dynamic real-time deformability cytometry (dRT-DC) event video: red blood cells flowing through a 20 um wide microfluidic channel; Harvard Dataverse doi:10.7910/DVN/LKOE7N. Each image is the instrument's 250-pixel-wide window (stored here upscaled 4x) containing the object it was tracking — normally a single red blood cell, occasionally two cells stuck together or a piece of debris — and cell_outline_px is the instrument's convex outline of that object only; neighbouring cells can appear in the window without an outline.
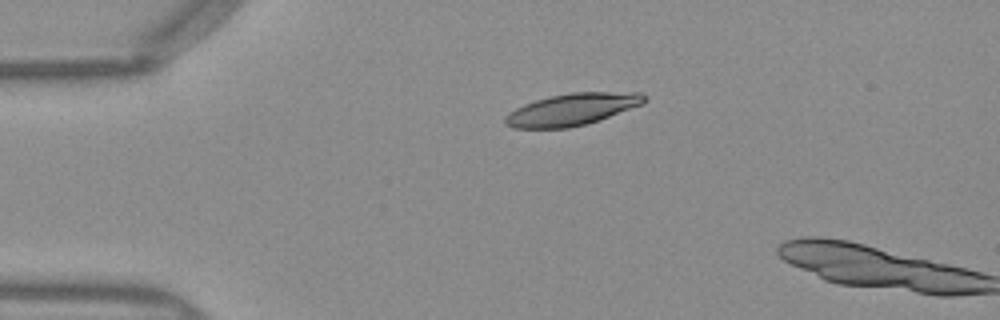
{"species": "Egyptian fruit bat (a non-hibernating species)", "species_latin": "Rousettus aegyptiacus", "temperature_condition": "warm", "stored_images_in_passage": 3, "camera_frame_rate_fps": 3000, "um_per_image_px": 0.085, "frame": {"image": 1, "passage_image": 1, "time_ms": 0.0, "image_size_px": [1000, 320], "cell_outline_px": [[648, 100], [644, 104], [584, 124], [568, 128], [512, 128], [504, 124], [504, 116], [508, 112], [524, 104], [536, 100], [552, 96], [572, 92], [640, 92], [648, 96]], "centroid_in_image_um": [48.62, 9.29], "position_along_channel_um": 36.4, "area_um2": 25.84}}